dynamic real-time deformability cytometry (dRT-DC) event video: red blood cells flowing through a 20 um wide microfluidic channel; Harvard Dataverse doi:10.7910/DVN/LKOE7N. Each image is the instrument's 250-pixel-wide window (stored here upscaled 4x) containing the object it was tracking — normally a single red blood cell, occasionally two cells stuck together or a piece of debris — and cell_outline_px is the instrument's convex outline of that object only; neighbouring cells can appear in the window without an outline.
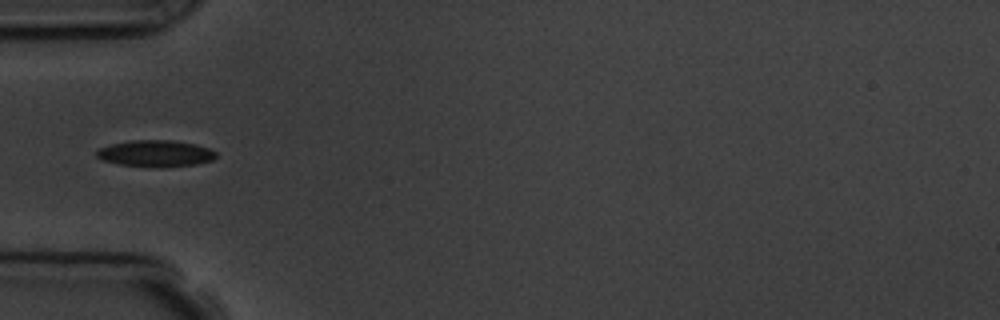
{"species": "common noctule bat (a hibernating species)", "species_latin": "Nyctalus noctula", "temperature_condition": "room temperature", "stored_images_in_passage": 7, "camera_frame_rate_fps": 3000, "um_per_image_px": 0.085, "animal": {"sex": "male", "body_mass_g": 19.5, "forearm_length_mm": 54.6}, "frame": {"image": 1, "passage_image": 4, "time_ms": 4.333, "image_size_px": [1000, 320], "cell_outline_px": [[216, 156], [212, 160], [196, 164], [160, 168], [120, 164], [100, 160], [96, 156], [96, 152], [100, 148], [112, 144], [132, 140], [172, 140], [196, 144], [208, 148], [216, 152]], "centroid_in_image_um": [13.22, 13.05], "position_along_channel_um": 71.8, "area_um2": 18.5}}